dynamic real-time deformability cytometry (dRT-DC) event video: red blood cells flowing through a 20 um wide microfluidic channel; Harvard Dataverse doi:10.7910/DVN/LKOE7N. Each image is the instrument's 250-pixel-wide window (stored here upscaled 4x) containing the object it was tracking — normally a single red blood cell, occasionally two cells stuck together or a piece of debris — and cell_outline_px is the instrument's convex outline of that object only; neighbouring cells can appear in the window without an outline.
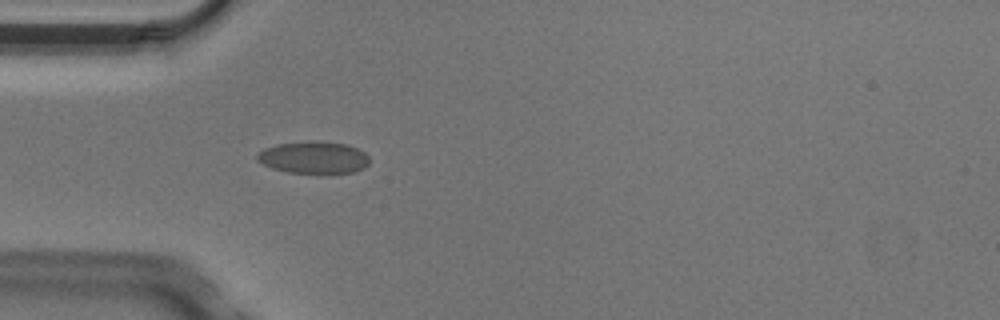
{"species": "Egyptian fruit bat (a non-hibernating species)", "species_latin": "Rousettus aegyptiacus", "temperature_condition": "cold", "stored_images_in_passage": 4, "camera_frame_rate_fps": 3000, "um_per_image_px": 0.085, "animal": {"sex": "male"}, "frame": {"image": 1, "passage_image": 4, "time_ms": 1.0, "image_size_px": [1000, 320], "cell_outline_px": [[368, 164], [364, 168], [352, 172], [320, 176], [288, 172], [272, 168], [256, 160], [256, 156], [264, 148], [276, 144], [348, 144], [364, 152], [368, 156]], "centroid_in_image_um": [26.68, 13.48], "position_along_channel_um": 58.3, "area_um2": 20.69}}